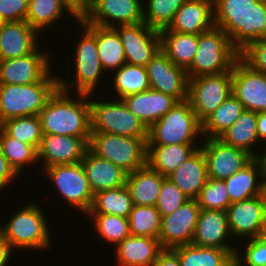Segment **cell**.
Segmentation results:
<instances>
[{"label": "cell", "instance_id": "4dcf8cb0", "mask_svg": "<svg viewBox=\"0 0 266 266\" xmlns=\"http://www.w3.org/2000/svg\"><path fill=\"white\" fill-rule=\"evenodd\" d=\"M95 37L98 56L104 71L113 72L121 68L125 61V51L118 32L113 27H102L81 22Z\"/></svg>", "mask_w": 266, "mask_h": 266}, {"label": "cell", "instance_id": "52a82bcc", "mask_svg": "<svg viewBox=\"0 0 266 266\" xmlns=\"http://www.w3.org/2000/svg\"><path fill=\"white\" fill-rule=\"evenodd\" d=\"M91 133H111L131 138H148V127L134 115L122 99L102 101L91 99ZM96 99V100H94Z\"/></svg>", "mask_w": 266, "mask_h": 266}, {"label": "cell", "instance_id": "b9f144b4", "mask_svg": "<svg viewBox=\"0 0 266 266\" xmlns=\"http://www.w3.org/2000/svg\"><path fill=\"white\" fill-rule=\"evenodd\" d=\"M186 0H146L144 6V22L152 29H167L175 13Z\"/></svg>", "mask_w": 266, "mask_h": 266}, {"label": "cell", "instance_id": "db71d44e", "mask_svg": "<svg viewBox=\"0 0 266 266\" xmlns=\"http://www.w3.org/2000/svg\"><path fill=\"white\" fill-rule=\"evenodd\" d=\"M257 135L259 141H266V111L257 113Z\"/></svg>", "mask_w": 266, "mask_h": 266}, {"label": "cell", "instance_id": "836d02e7", "mask_svg": "<svg viewBox=\"0 0 266 266\" xmlns=\"http://www.w3.org/2000/svg\"><path fill=\"white\" fill-rule=\"evenodd\" d=\"M173 249L178 253L180 266H229L234 262L237 252L193 244L181 245Z\"/></svg>", "mask_w": 266, "mask_h": 266}, {"label": "cell", "instance_id": "3957f363", "mask_svg": "<svg viewBox=\"0 0 266 266\" xmlns=\"http://www.w3.org/2000/svg\"><path fill=\"white\" fill-rule=\"evenodd\" d=\"M51 72L33 84H0V124L10 118L39 115L59 87V76Z\"/></svg>", "mask_w": 266, "mask_h": 266}, {"label": "cell", "instance_id": "60d3db41", "mask_svg": "<svg viewBox=\"0 0 266 266\" xmlns=\"http://www.w3.org/2000/svg\"><path fill=\"white\" fill-rule=\"evenodd\" d=\"M131 236L159 238L161 216L156 206H133L128 217Z\"/></svg>", "mask_w": 266, "mask_h": 266}, {"label": "cell", "instance_id": "cb8c5ba5", "mask_svg": "<svg viewBox=\"0 0 266 266\" xmlns=\"http://www.w3.org/2000/svg\"><path fill=\"white\" fill-rule=\"evenodd\" d=\"M93 194L126 185L128 172L88 149L81 161Z\"/></svg>", "mask_w": 266, "mask_h": 266}, {"label": "cell", "instance_id": "4316f807", "mask_svg": "<svg viewBox=\"0 0 266 266\" xmlns=\"http://www.w3.org/2000/svg\"><path fill=\"white\" fill-rule=\"evenodd\" d=\"M168 178L189 198L196 199L208 179L207 163L199 148Z\"/></svg>", "mask_w": 266, "mask_h": 266}, {"label": "cell", "instance_id": "ab89813d", "mask_svg": "<svg viewBox=\"0 0 266 266\" xmlns=\"http://www.w3.org/2000/svg\"><path fill=\"white\" fill-rule=\"evenodd\" d=\"M0 127L10 137L32 145L38 150L43 137L41 121L38 115L10 118L2 122Z\"/></svg>", "mask_w": 266, "mask_h": 266}, {"label": "cell", "instance_id": "7402d4cb", "mask_svg": "<svg viewBox=\"0 0 266 266\" xmlns=\"http://www.w3.org/2000/svg\"><path fill=\"white\" fill-rule=\"evenodd\" d=\"M214 26L213 0H186L168 28L161 31L199 35Z\"/></svg>", "mask_w": 266, "mask_h": 266}, {"label": "cell", "instance_id": "8fae6325", "mask_svg": "<svg viewBox=\"0 0 266 266\" xmlns=\"http://www.w3.org/2000/svg\"><path fill=\"white\" fill-rule=\"evenodd\" d=\"M44 170L45 174L54 183L58 193L74 206L78 212L86 214L93 201L87 176L82 163L52 165Z\"/></svg>", "mask_w": 266, "mask_h": 266}, {"label": "cell", "instance_id": "bcb514c9", "mask_svg": "<svg viewBox=\"0 0 266 266\" xmlns=\"http://www.w3.org/2000/svg\"><path fill=\"white\" fill-rule=\"evenodd\" d=\"M246 242L244 251L236 252L234 261L239 266H266V238L259 236Z\"/></svg>", "mask_w": 266, "mask_h": 266}, {"label": "cell", "instance_id": "f5cc1de1", "mask_svg": "<svg viewBox=\"0 0 266 266\" xmlns=\"http://www.w3.org/2000/svg\"><path fill=\"white\" fill-rule=\"evenodd\" d=\"M13 250L0 233V266H7Z\"/></svg>", "mask_w": 266, "mask_h": 266}, {"label": "cell", "instance_id": "e0dca14e", "mask_svg": "<svg viewBox=\"0 0 266 266\" xmlns=\"http://www.w3.org/2000/svg\"><path fill=\"white\" fill-rule=\"evenodd\" d=\"M142 2L143 0H91L90 12L84 22L102 27L142 23Z\"/></svg>", "mask_w": 266, "mask_h": 266}, {"label": "cell", "instance_id": "603a6c76", "mask_svg": "<svg viewBox=\"0 0 266 266\" xmlns=\"http://www.w3.org/2000/svg\"><path fill=\"white\" fill-rule=\"evenodd\" d=\"M38 35L26 21L5 22L0 30V60L33 53L39 47Z\"/></svg>", "mask_w": 266, "mask_h": 266}, {"label": "cell", "instance_id": "7c38bea8", "mask_svg": "<svg viewBox=\"0 0 266 266\" xmlns=\"http://www.w3.org/2000/svg\"><path fill=\"white\" fill-rule=\"evenodd\" d=\"M113 28L123 44L126 64L146 67L161 50L160 32L150 28L145 22L117 25Z\"/></svg>", "mask_w": 266, "mask_h": 266}, {"label": "cell", "instance_id": "277c9868", "mask_svg": "<svg viewBox=\"0 0 266 266\" xmlns=\"http://www.w3.org/2000/svg\"><path fill=\"white\" fill-rule=\"evenodd\" d=\"M42 209L30 201L14 213L7 224L0 226V233L11 249L46 251L51 246V231Z\"/></svg>", "mask_w": 266, "mask_h": 266}, {"label": "cell", "instance_id": "83f0119b", "mask_svg": "<svg viewBox=\"0 0 266 266\" xmlns=\"http://www.w3.org/2000/svg\"><path fill=\"white\" fill-rule=\"evenodd\" d=\"M166 177L148 165L128 173L126 187L135 206H156Z\"/></svg>", "mask_w": 266, "mask_h": 266}, {"label": "cell", "instance_id": "816d5d0a", "mask_svg": "<svg viewBox=\"0 0 266 266\" xmlns=\"http://www.w3.org/2000/svg\"><path fill=\"white\" fill-rule=\"evenodd\" d=\"M152 266H180L178 253L173 248H164Z\"/></svg>", "mask_w": 266, "mask_h": 266}, {"label": "cell", "instance_id": "ffe728a7", "mask_svg": "<svg viewBox=\"0 0 266 266\" xmlns=\"http://www.w3.org/2000/svg\"><path fill=\"white\" fill-rule=\"evenodd\" d=\"M89 143L83 137L43 134L37 150L44 169L52 165L81 163Z\"/></svg>", "mask_w": 266, "mask_h": 266}, {"label": "cell", "instance_id": "4fadbf2b", "mask_svg": "<svg viewBox=\"0 0 266 266\" xmlns=\"http://www.w3.org/2000/svg\"><path fill=\"white\" fill-rule=\"evenodd\" d=\"M200 149L207 163L208 178L225 180L245 167L254 157L247 151L224 144L218 138L204 139Z\"/></svg>", "mask_w": 266, "mask_h": 266}, {"label": "cell", "instance_id": "5bb4252c", "mask_svg": "<svg viewBox=\"0 0 266 266\" xmlns=\"http://www.w3.org/2000/svg\"><path fill=\"white\" fill-rule=\"evenodd\" d=\"M150 88L174 97L178 102L188 100L186 69L175 65L160 50L146 65Z\"/></svg>", "mask_w": 266, "mask_h": 266}, {"label": "cell", "instance_id": "f907efd6", "mask_svg": "<svg viewBox=\"0 0 266 266\" xmlns=\"http://www.w3.org/2000/svg\"><path fill=\"white\" fill-rule=\"evenodd\" d=\"M17 176L0 148V191L15 181L18 178Z\"/></svg>", "mask_w": 266, "mask_h": 266}, {"label": "cell", "instance_id": "e575fe53", "mask_svg": "<svg viewBox=\"0 0 266 266\" xmlns=\"http://www.w3.org/2000/svg\"><path fill=\"white\" fill-rule=\"evenodd\" d=\"M243 104L231 93L229 97L202 122V137L218 138L231 127L244 111Z\"/></svg>", "mask_w": 266, "mask_h": 266}, {"label": "cell", "instance_id": "680465c9", "mask_svg": "<svg viewBox=\"0 0 266 266\" xmlns=\"http://www.w3.org/2000/svg\"><path fill=\"white\" fill-rule=\"evenodd\" d=\"M229 266H239L235 261L232 263V264H230Z\"/></svg>", "mask_w": 266, "mask_h": 266}, {"label": "cell", "instance_id": "74e56055", "mask_svg": "<svg viewBox=\"0 0 266 266\" xmlns=\"http://www.w3.org/2000/svg\"><path fill=\"white\" fill-rule=\"evenodd\" d=\"M0 148L18 177L22 170L25 169L24 167L38 162L37 150L32 145L10 137L1 127Z\"/></svg>", "mask_w": 266, "mask_h": 266}, {"label": "cell", "instance_id": "f35d334b", "mask_svg": "<svg viewBox=\"0 0 266 266\" xmlns=\"http://www.w3.org/2000/svg\"><path fill=\"white\" fill-rule=\"evenodd\" d=\"M64 12L65 9L59 0H29L25 21L41 33L64 17Z\"/></svg>", "mask_w": 266, "mask_h": 266}, {"label": "cell", "instance_id": "5b68a950", "mask_svg": "<svg viewBox=\"0 0 266 266\" xmlns=\"http://www.w3.org/2000/svg\"><path fill=\"white\" fill-rule=\"evenodd\" d=\"M238 59L239 52L233 47L228 35L214 26L198 35L197 51L186 73L188 78H194L232 71Z\"/></svg>", "mask_w": 266, "mask_h": 266}, {"label": "cell", "instance_id": "f6af8a7d", "mask_svg": "<svg viewBox=\"0 0 266 266\" xmlns=\"http://www.w3.org/2000/svg\"><path fill=\"white\" fill-rule=\"evenodd\" d=\"M189 198L168 178L163 180L156 209L160 216L172 214Z\"/></svg>", "mask_w": 266, "mask_h": 266}, {"label": "cell", "instance_id": "d6a6232c", "mask_svg": "<svg viewBox=\"0 0 266 266\" xmlns=\"http://www.w3.org/2000/svg\"><path fill=\"white\" fill-rule=\"evenodd\" d=\"M161 50L177 66L187 69L194 60L198 35L175 31H160Z\"/></svg>", "mask_w": 266, "mask_h": 266}, {"label": "cell", "instance_id": "8992f818", "mask_svg": "<svg viewBox=\"0 0 266 266\" xmlns=\"http://www.w3.org/2000/svg\"><path fill=\"white\" fill-rule=\"evenodd\" d=\"M198 136H202V123L185 100L148 128L147 145L196 144Z\"/></svg>", "mask_w": 266, "mask_h": 266}, {"label": "cell", "instance_id": "9c48e42d", "mask_svg": "<svg viewBox=\"0 0 266 266\" xmlns=\"http://www.w3.org/2000/svg\"><path fill=\"white\" fill-rule=\"evenodd\" d=\"M147 139L91 133L89 149L98 157L131 173L147 165Z\"/></svg>", "mask_w": 266, "mask_h": 266}, {"label": "cell", "instance_id": "7dc6e473", "mask_svg": "<svg viewBox=\"0 0 266 266\" xmlns=\"http://www.w3.org/2000/svg\"><path fill=\"white\" fill-rule=\"evenodd\" d=\"M239 59L250 69L266 74V38L248 44L239 52Z\"/></svg>", "mask_w": 266, "mask_h": 266}, {"label": "cell", "instance_id": "484cf974", "mask_svg": "<svg viewBox=\"0 0 266 266\" xmlns=\"http://www.w3.org/2000/svg\"><path fill=\"white\" fill-rule=\"evenodd\" d=\"M115 248L118 266H152L164 249L157 238L131 235Z\"/></svg>", "mask_w": 266, "mask_h": 266}, {"label": "cell", "instance_id": "9f6ffc18", "mask_svg": "<svg viewBox=\"0 0 266 266\" xmlns=\"http://www.w3.org/2000/svg\"><path fill=\"white\" fill-rule=\"evenodd\" d=\"M260 236L266 238V210L264 213V222H263L262 231H261Z\"/></svg>", "mask_w": 266, "mask_h": 266}, {"label": "cell", "instance_id": "ee69618b", "mask_svg": "<svg viewBox=\"0 0 266 266\" xmlns=\"http://www.w3.org/2000/svg\"><path fill=\"white\" fill-rule=\"evenodd\" d=\"M196 201L200 208L204 210L227 211L231 202L225 181L208 178Z\"/></svg>", "mask_w": 266, "mask_h": 266}, {"label": "cell", "instance_id": "44dd1931", "mask_svg": "<svg viewBox=\"0 0 266 266\" xmlns=\"http://www.w3.org/2000/svg\"><path fill=\"white\" fill-rule=\"evenodd\" d=\"M230 234L227 211L201 209L191 244L226 251H239L235 246L229 245V241L226 240H230L229 236L232 237Z\"/></svg>", "mask_w": 266, "mask_h": 266}, {"label": "cell", "instance_id": "d4e9b609", "mask_svg": "<svg viewBox=\"0 0 266 266\" xmlns=\"http://www.w3.org/2000/svg\"><path fill=\"white\" fill-rule=\"evenodd\" d=\"M128 109L149 128L178 102L174 97L153 89L124 97Z\"/></svg>", "mask_w": 266, "mask_h": 266}, {"label": "cell", "instance_id": "6da1fadb", "mask_svg": "<svg viewBox=\"0 0 266 266\" xmlns=\"http://www.w3.org/2000/svg\"><path fill=\"white\" fill-rule=\"evenodd\" d=\"M214 24L240 52L253 41L266 38V6L260 0H213Z\"/></svg>", "mask_w": 266, "mask_h": 266}, {"label": "cell", "instance_id": "681fc988", "mask_svg": "<svg viewBox=\"0 0 266 266\" xmlns=\"http://www.w3.org/2000/svg\"><path fill=\"white\" fill-rule=\"evenodd\" d=\"M70 17L78 23L84 21L91 8V0H59Z\"/></svg>", "mask_w": 266, "mask_h": 266}, {"label": "cell", "instance_id": "1f68e13d", "mask_svg": "<svg viewBox=\"0 0 266 266\" xmlns=\"http://www.w3.org/2000/svg\"><path fill=\"white\" fill-rule=\"evenodd\" d=\"M256 125L257 113L244 110L234 124L225 130L218 139L226 145L245 150L256 157L258 153L253 147L257 146L256 143H260Z\"/></svg>", "mask_w": 266, "mask_h": 266}, {"label": "cell", "instance_id": "f546056e", "mask_svg": "<svg viewBox=\"0 0 266 266\" xmlns=\"http://www.w3.org/2000/svg\"><path fill=\"white\" fill-rule=\"evenodd\" d=\"M197 144L147 145V165L168 177L199 148Z\"/></svg>", "mask_w": 266, "mask_h": 266}, {"label": "cell", "instance_id": "2e32d148", "mask_svg": "<svg viewBox=\"0 0 266 266\" xmlns=\"http://www.w3.org/2000/svg\"><path fill=\"white\" fill-rule=\"evenodd\" d=\"M265 210L266 192L259 196L231 203L227 208V215L232 237L245 240L259 237Z\"/></svg>", "mask_w": 266, "mask_h": 266}, {"label": "cell", "instance_id": "d6986e66", "mask_svg": "<svg viewBox=\"0 0 266 266\" xmlns=\"http://www.w3.org/2000/svg\"><path fill=\"white\" fill-rule=\"evenodd\" d=\"M232 93L245 110L266 111V74L250 69L238 59L232 67Z\"/></svg>", "mask_w": 266, "mask_h": 266}, {"label": "cell", "instance_id": "11a10c76", "mask_svg": "<svg viewBox=\"0 0 266 266\" xmlns=\"http://www.w3.org/2000/svg\"><path fill=\"white\" fill-rule=\"evenodd\" d=\"M261 167V175H262V179H263V182L266 186V151L264 153H260V154H257V156L255 157Z\"/></svg>", "mask_w": 266, "mask_h": 266}, {"label": "cell", "instance_id": "8d00e7d4", "mask_svg": "<svg viewBox=\"0 0 266 266\" xmlns=\"http://www.w3.org/2000/svg\"><path fill=\"white\" fill-rule=\"evenodd\" d=\"M113 77L112 86L117 93V99L150 89L146 67L124 64L115 70Z\"/></svg>", "mask_w": 266, "mask_h": 266}, {"label": "cell", "instance_id": "6f0895ef", "mask_svg": "<svg viewBox=\"0 0 266 266\" xmlns=\"http://www.w3.org/2000/svg\"><path fill=\"white\" fill-rule=\"evenodd\" d=\"M5 22H6V21L3 20V19L0 17V30L2 29V27H3V25H4Z\"/></svg>", "mask_w": 266, "mask_h": 266}, {"label": "cell", "instance_id": "7bdbcfd3", "mask_svg": "<svg viewBox=\"0 0 266 266\" xmlns=\"http://www.w3.org/2000/svg\"><path fill=\"white\" fill-rule=\"evenodd\" d=\"M86 215L93 220L95 232L98 233V236L113 246L130 236L128 218L110 214Z\"/></svg>", "mask_w": 266, "mask_h": 266}, {"label": "cell", "instance_id": "9a60e30c", "mask_svg": "<svg viewBox=\"0 0 266 266\" xmlns=\"http://www.w3.org/2000/svg\"><path fill=\"white\" fill-rule=\"evenodd\" d=\"M201 208L189 199L172 214L161 217L159 241L163 248L191 244Z\"/></svg>", "mask_w": 266, "mask_h": 266}, {"label": "cell", "instance_id": "f1b7e54d", "mask_svg": "<svg viewBox=\"0 0 266 266\" xmlns=\"http://www.w3.org/2000/svg\"><path fill=\"white\" fill-rule=\"evenodd\" d=\"M224 181L231 203L259 196L266 192L261 167L255 157L245 167Z\"/></svg>", "mask_w": 266, "mask_h": 266}, {"label": "cell", "instance_id": "ac0fdd59", "mask_svg": "<svg viewBox=\"0 0 266 266\" xmlns=\"http://www.w3.org/2000/svg\"><path fill=\"white\" fill-rule=\"evenodd\" d=\"M39 47L26 56L0 60V84H33L40 82L52 69L50 55Z\"/></svg>", "mask_w": 266, "mask_h": 266}, {"label": "cell", "instance_id": "7a4b0ae2", "mask_svg": "<svg viewBox=\"0 0 266 266\" xmlns=\"http://www.w3.org/2000/svg\"><path fill=\"white\" fill-rule=\"evenodd\" d=\"M70 93L59 87L48 98L39 113L43 134L83 137L88 143L91 137L90 94Z\"/></svg>", "mask_w": 266, "mask_h": 266}, {"label": "cell", "instance_id": "c3c4849f", "mask_svg": "<svg viewBox=\"0 0 266 266\" xmlns=\"http://www.w3.org/2000/svg\"><path fill=\"white\" fill-rule=\"evenodd\" d=\"M29 0H0V17L6 22L25 21Z\"/></svg>", "mask_w": 266, "mask_h": 266}, {"label": "cell", "instance_id": "30bf717a", "mask_svg": "<svg viewBox=\"0 0 266 266\" xmlns=\"http://www.w3.org/2000/svg\"><path fill=\"white\" fill-rule=\"evenodd\" d=\"M188 79V101L202 123L232 93V71Z\"/></svg>", "mask_w": 266, "mask_h": 266}, {"label": "cell", "instance_id": "d590c367", "mask_svg": "<svg viewBox=\"0 0 266 266\" xmlns=\"http://www.w3.org/2000/svg\"><path fill=\"white\" fill-rule=\"evenodd\" d=\"M133 206L132 198L125 185L95 193L92 205L86 214H110L128 218Z\"/></svg>", "mask_w": 266, "mask_h": 266}, {"label": "cell", "instance_id": "ba28073f", "mask_svg": "<svg viewBox=\"0 0 266 266\" xmlns=\"http://www.w3.org/2000/svg\"><path fill=\"white\" fill-rule=\"evenodd\" d=\"M81 38L75 47L73 64L74 80L69 82L59 77V88L70 93L74 89L77 94H93L99 86L100 77L104 74V69L98 56L96 37L80 22ZM98 84V85H97Z\"/></svg>", "mask_w": 266, "mask_h": 266}, {"label": "cell", "instance_id": "91938a15", "mask_svg": "<svg viewBox=\"0 0 266 266\" xmlns=\"http://www.w3.org/2000/svg\"><path fill=\"white\" fill-rule=\"evenodd\" d=\"M266 6V0H260Z\"/></svg>", "mask_w": 266, "mask_h": 266}]
</instances>
